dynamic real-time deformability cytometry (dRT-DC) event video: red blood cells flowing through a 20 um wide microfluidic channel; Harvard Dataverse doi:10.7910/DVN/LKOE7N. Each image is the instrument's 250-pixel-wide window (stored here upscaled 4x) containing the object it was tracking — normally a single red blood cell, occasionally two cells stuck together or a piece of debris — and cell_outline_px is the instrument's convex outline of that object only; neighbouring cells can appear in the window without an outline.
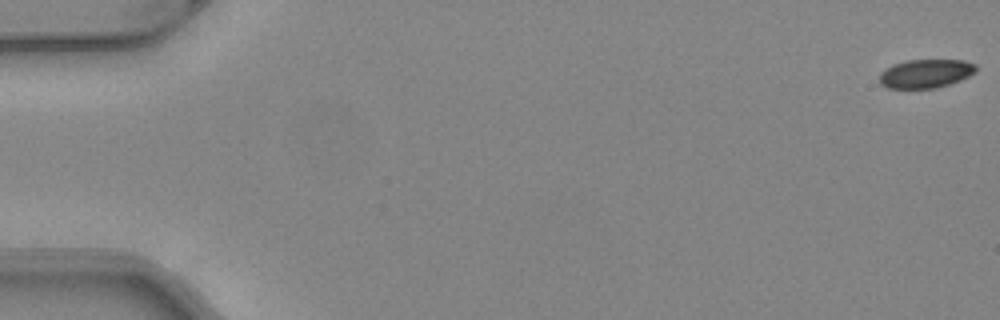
{"species": "common noctule bat (a hibernating species)", "species_latin": "Nyctalus noctula", "temperature_condition": "warm", "stored_images_in_passage": 51, "camera_frame_rate_fps": 3000, "um_per_image_px": 0.085, "animal": {"sex": "female", "body_mass_g": 24.6, "forearm_length_mm": 56.2}, "frame": {"image": 1, "passage_image": 1, "time_ms": 0.0, "image_size_px": [1000, 320], "cell_outline_px": [[976, 72], [960, 80], [936, 88], [888, 88], [880, 84], [880, 72], [892, 64], [908, 60], [964, 60], [976, 64]], "centroid_in_image_um": [78.68, 6.25], "position_along_channel_um": 6.3, "area_um2": 16.13}}
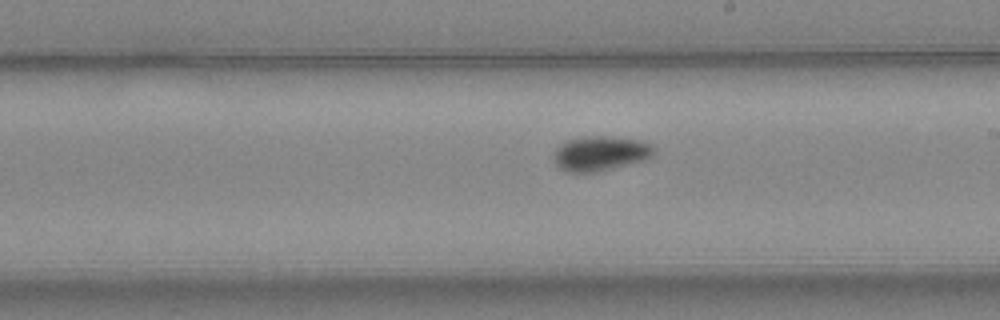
{"frame": {"image": 2, "passage_image": 30, "time_ms": 9.667, "image_size_px": [1000, 320], "cell_outline_px": [[656, 148], [652, 156], [644, 160], [596, 172], [568, 172], [560, 168], [552, 160], [552, 152], [560, 144], [568, 140], [588, 136], [604, 136], [640, 140], [652, 144]], "centroid_in_image_um": [51.0, 13.04], "position_along_channel_um": 238.0, "area_um2": 20.35}}
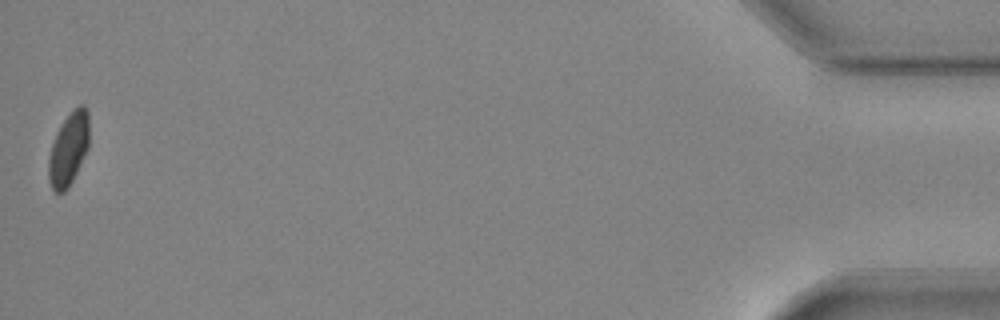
{"frame": {"image": 3, "passage_image": 51, "time_ms": 16.667, "image_size_px": [1000, 320], "cell_outline_px": [[88, 148], [68, 188], [64, 192], [56, 192], [52, 188], [48, 180], [48, 156], [56, 132], [60, 124], [80, 104], [84, 104], [88, 112]], "centroid_in_image_um": [5.81, 12.68], "position_along_channel_um": 429.4, "area_um2": 17.05}, "authors_computed_cell_mechanics": {"area_um2": 17.918, "velocity_mm_per_s": 4.1021, "shape_relaxation_time_tau1_ms": 7.8298, "shape_relaxation_time_tau2_ms": 4.5942, "deformation_change_tau1": 0.1423, "deformation_change_tau2": 0.0619}}